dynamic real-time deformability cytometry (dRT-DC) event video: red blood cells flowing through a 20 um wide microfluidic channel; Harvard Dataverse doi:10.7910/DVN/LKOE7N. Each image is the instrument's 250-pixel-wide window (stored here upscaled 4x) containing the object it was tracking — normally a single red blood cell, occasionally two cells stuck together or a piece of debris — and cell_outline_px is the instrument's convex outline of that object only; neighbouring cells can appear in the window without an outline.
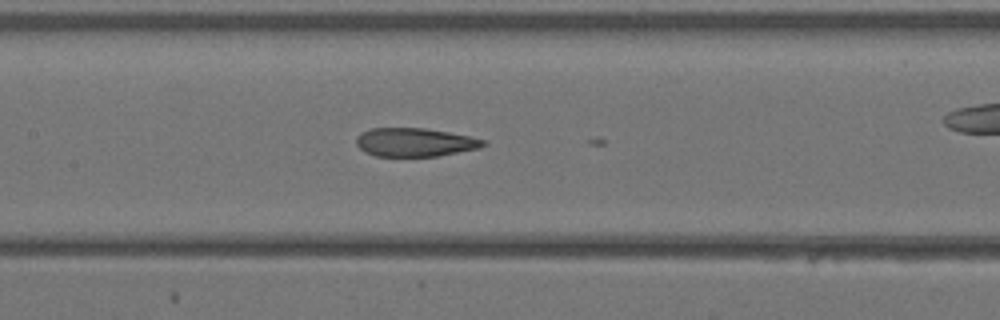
{"species": "Egyptian fruit bat (a non-hibernating species)", "species_latin": "Rousettus aegyptiacus", "temperature_condition": "warm", "stored_images_in_passage": 40, "camera_frame_rate_fps": 3000, "um_per_image_px": 0.085, "animal": {"sex": "female"}, "frame": {"image": 1, "passage_image": 18, "time_ms": 5.667, "image_size_px": [1000, 320], "cell_outline_px": [[488, 144], [480, 148], [436, 156], [376, 156], [364, 152], [356, 144], [356, 136], [372, 128], [424, 128], [448, 132], [488, 140]], "centroid_in_image_um": [35.29, 12.09], "position_along_channel_um": 172.1, "area_um2": 21.1}}